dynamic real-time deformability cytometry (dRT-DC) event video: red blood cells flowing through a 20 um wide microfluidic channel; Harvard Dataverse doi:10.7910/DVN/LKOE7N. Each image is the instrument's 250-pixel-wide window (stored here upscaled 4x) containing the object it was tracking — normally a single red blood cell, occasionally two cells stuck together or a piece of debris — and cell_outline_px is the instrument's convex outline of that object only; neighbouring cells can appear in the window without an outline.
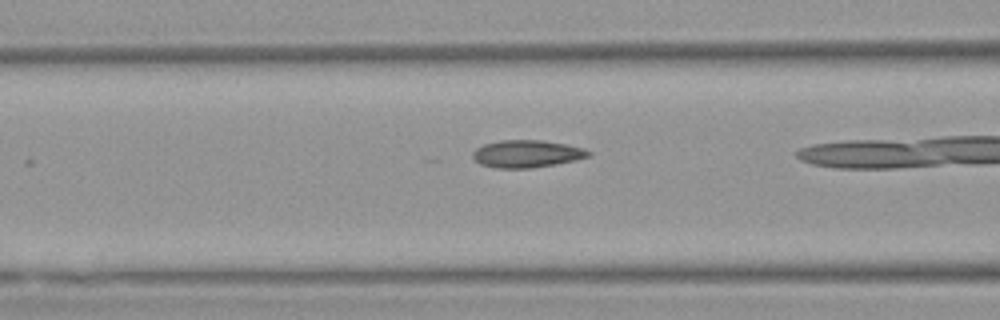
{"species": "Egyptian fruit bat (a non-hibernating species)", "species_latin": "Rousettus aegyptiacus", "temperature_condition": "warm", "stored_images_in_passage": 8, "camera_frame_rate_fps": 3000, "um_per_image_px": 0.085, "animal": {"sex": "female"}, "frame": {"image": 1, "passage_image": 6, "time_ms": 1.667, "image_size_px": [1000, 320], "cell_outline_px": [[592, 156], [576, 160], [556, 164], [532, 168], [496, 168], [480, 164], [472, 156], [472, 152], [476, 148], [484, 144], [500, 140], [540, 140], [564, 144], [584, 148], [592, 152]], "centroid_in_image_um": [44.79, 13.07], "position_along_channel_um": 121.8, "area_um2": 18.55}}